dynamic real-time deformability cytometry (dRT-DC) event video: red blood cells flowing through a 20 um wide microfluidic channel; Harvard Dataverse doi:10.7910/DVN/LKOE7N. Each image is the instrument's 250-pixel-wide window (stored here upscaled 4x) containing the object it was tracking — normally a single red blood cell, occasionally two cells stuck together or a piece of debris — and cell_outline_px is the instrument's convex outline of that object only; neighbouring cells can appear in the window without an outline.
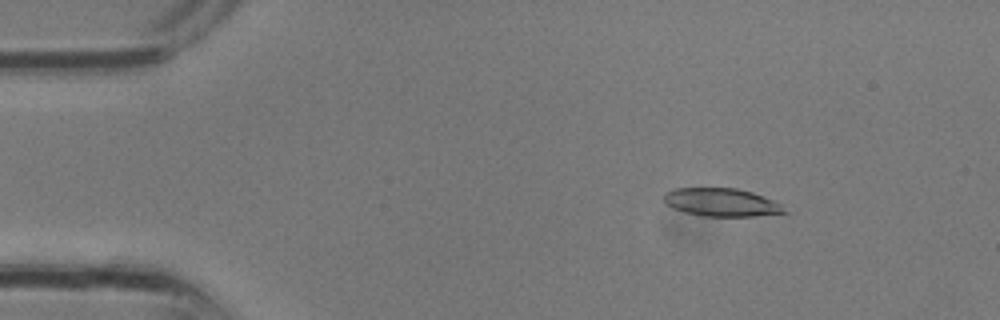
{"species": "common noctule bat (a hibernating species)", "species_latin": "Nyctalus noctula", "temperature_condition": "room temperature", "stored_images_in_passage": 31, "camera_frame_rate_fps": 3000, "um_per_image_px": 0.085, "animal": {"sex": "male", "body_mass_g": 13.3}, "frame": {"image": 1, "passage_image": 5, "time_ms": 1.333, "image_size_px": [1000, 320], "cell_outline_px": [[788, 212], [756, 216], [704, 216], [684, 212], [672, 208], [664, 204], [664, 192], [676, 188], [736, 188], [752, 192], [772, 200], [780, 204]], "centroid_in_image_um": [61.28, 17.2], "position_along_channel_um": 23.7, "area_um2": 19.71}}
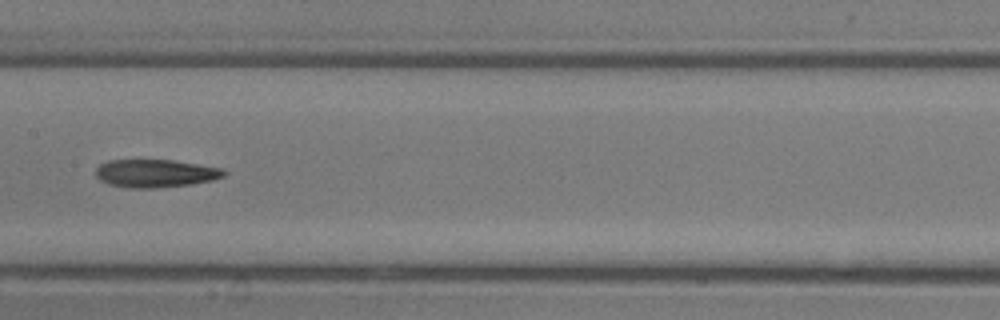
{"frame": {"image": 2, "passage_image": 16, "time_ms": 5.0, "image_size_px": [1000, 320], "cell_outline_px": [[228, 172], [224, 176], [212, 180], [188, 184], [152, 188], [132, 188], [108, 184], [100, 180], [96, 176], [96, 168], [100, 164], [108, 160], [172, 160], [224, 168]], "centroid_in_image_um": [13.21, 14.72], "position_along_channel_um": 194.2, "area_um2": 20.81}}
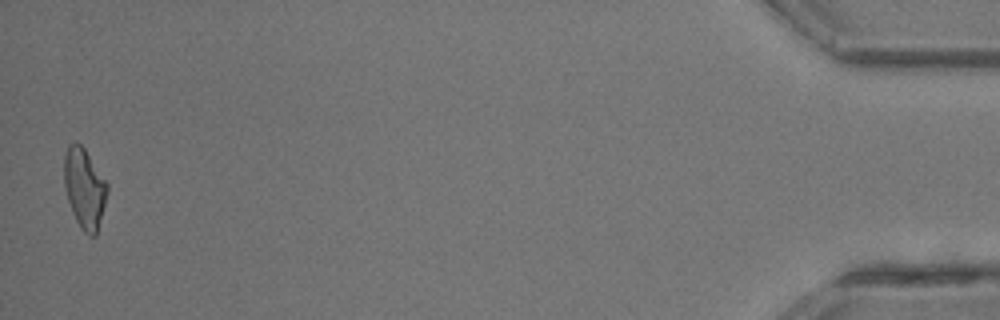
{"frame": {"image": 3, "passage_image": 31, "time_ms": 10.0, "image_size_px": [1000, 320], "cell_outline_px": [[108, 192], [96, 236], [88, 236], [80, 228], [72, 212], [68, 200], [64, 184], [64, 156], [68, 144], [76, 140], [84, 148], [108, 184]], "centroid_in_image_um": [7.17, 16.0], "position_along_channel_um": 428.0, "area_um2": 20.17}}